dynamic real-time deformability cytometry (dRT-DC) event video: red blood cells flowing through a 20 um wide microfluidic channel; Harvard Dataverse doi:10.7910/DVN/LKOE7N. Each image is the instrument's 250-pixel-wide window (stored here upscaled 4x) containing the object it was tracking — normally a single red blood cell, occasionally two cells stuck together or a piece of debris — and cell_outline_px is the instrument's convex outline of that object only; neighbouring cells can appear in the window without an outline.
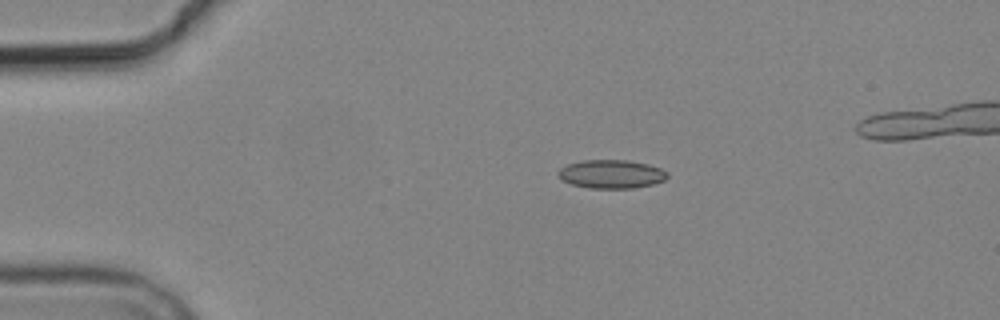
{"species": "common noctule bat (a hibernating species)", "species_latin": "Nyctalus noctula", "temperature_condition": "cold", "stored_images_in_passage": 6, "camera_frame_rate_fps": 3000, "um_per_image_px": 0.085, "animal": {"sex": "male", "body_mass_g": 19.2, "forearm_length_mm": 51.8}, "frame": {"image": 1, "passage_image": 2, "time_ms": 1.333, "image_size_px": [1000, 320], "cell_outline_px": [[668, 176], [664, 180], [652, 184], [632, 188], [588, 188], [572, 184], [560, 180], [556, 172], [560, 168], [568, 164], [580, 160], [628, 160], [648, 164], [660, 168], [668, 172]], "centroid_in_image_um": [51.93, 14.79], "position_along_channel_um": 33.1, "area_um2": 18.26}}
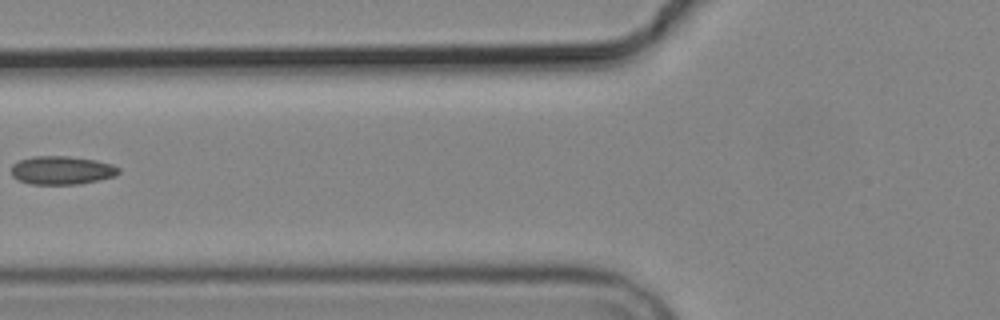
{"frame": {"image": 2, "passage_image": 5, "time_ms": 5.0, "image_size_px": [1000, 320], "cell_outline_px": [[120, 172], [116, 176], [80, 184], [32, 184], [20, 180], [12, 176], [12, 164], [20, 160], [32, 156], [68, 156], [96, 160], [112, 164], [120, 168]], "centroid_in_image_um": [5.28, 14.47], "position_along_channel_um": 120.5, "area_um2": 17.8}}
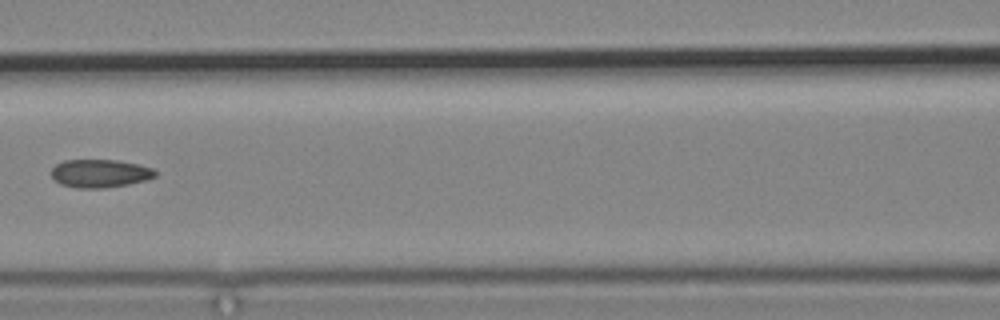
{"frame": {"image": 3, "passage_image": 6, "time_ms": 6.0, "image_size_px": [1000, 320], "cell_outline_px": [[156, 176], [144, 180], [128, 184], [104, 188], [76, 188], [60, 184], [52, 176], [52, 168], [56, 164], [64, 160], [116, 160], [140, 164], [152, 168], [156, 172]], "centroid_in_image_um": [8.49, 14.73], "position_along_channel_um": 158.1, "area_um2": 16.99}}